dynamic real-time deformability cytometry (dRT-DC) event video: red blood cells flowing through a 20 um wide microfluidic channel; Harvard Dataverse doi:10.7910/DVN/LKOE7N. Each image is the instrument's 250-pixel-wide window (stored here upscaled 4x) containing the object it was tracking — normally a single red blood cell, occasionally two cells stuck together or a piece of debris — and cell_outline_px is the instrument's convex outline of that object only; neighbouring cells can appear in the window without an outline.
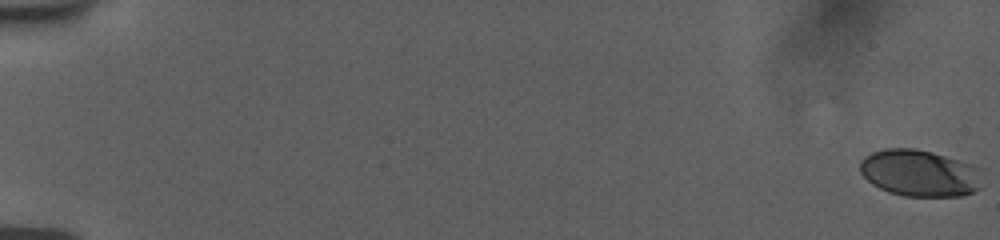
{"species": "human", "species_latin": "Homo sapiens", "temperature_condition": "room temperature", "stored_images_in_passage": 57, "camera_frame_rate_fps": 3000, "um_per_image_px": 0.085, "donor": {"sex": "female"}, "frame": {"image": 1, "passage_image": 1, "time_ms": 0.0, "image_size_px": [1000, 240], "cell_outline_px": [[984, 168], [980, 188], [972, 192], [960, 196], [904, 196], [888, 192], [872, 184], [860, 172], [860, 160], [864, 156], [872, 152], [884, 148], [916, 148], [932, 152], [972, 164]], "centroid_in_image_um": [78.2, 14.7], "position_along_channel_um": 6.8, "area_um2": 33.76}}
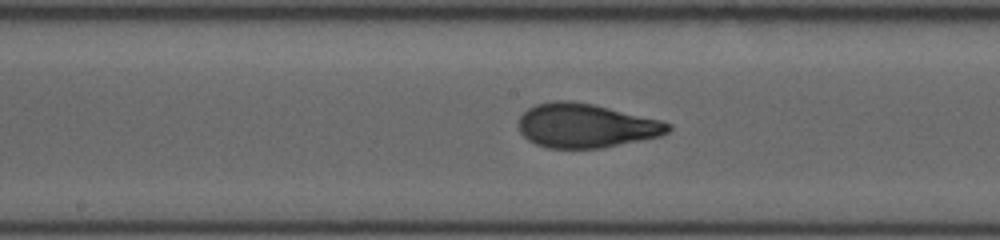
{"frame": {"image": 2, "passage_image": 32, "time_ms": 10.333, "image_size_px": [1000, 240], "cell_outline_px": [[672, 128], [668, 132], [660, 136], [600, 148], [548, 148], [536, 144], [528, 140], [520, 132], [516, 124], [520, 116], [528, 108], [536, 104], [552, 100], [572, 100], [592, 104], [660, 120], [672, 124]], "centroid_in_image_um": [49.75, 10.67], "position_along_channel_um": 198.4, "area_um2": 38.44}}
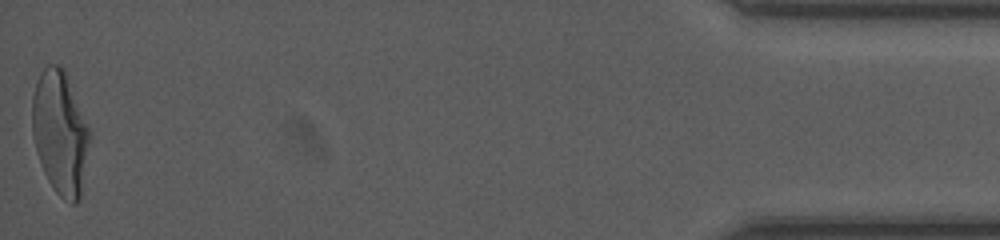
{"frame": {"image": 3, "passage_image": 57, "time_ms": 18.667, "image_size_px": [1000, 240], "cell_outline_px": [[92, 136], [80, 196], [76, 204], [72, 204], [64, 200], [56, 192], [48, 180], [44, 172], [36, 148], [32, 132], [32, 96], [40, 72], [48, 64], [60, 64], [64, 68], [92, 132]], "centroid_in_image_um": [5.14, 11.25], "position_along_channel_um": 430.1, "area_um2": 41.73}, "authors_computed_cell_mechanics": {"area_um2": 37.3966, "velocity_mm_per_s": 3.7787, "shape_relaxation_time_tau1_ms": 4.2056, "shape_relaxation_time_tau2_ms": 0.7513, "deformation_change_tau1": 0.1859, "deformation_change_tau2": 0.0755}}